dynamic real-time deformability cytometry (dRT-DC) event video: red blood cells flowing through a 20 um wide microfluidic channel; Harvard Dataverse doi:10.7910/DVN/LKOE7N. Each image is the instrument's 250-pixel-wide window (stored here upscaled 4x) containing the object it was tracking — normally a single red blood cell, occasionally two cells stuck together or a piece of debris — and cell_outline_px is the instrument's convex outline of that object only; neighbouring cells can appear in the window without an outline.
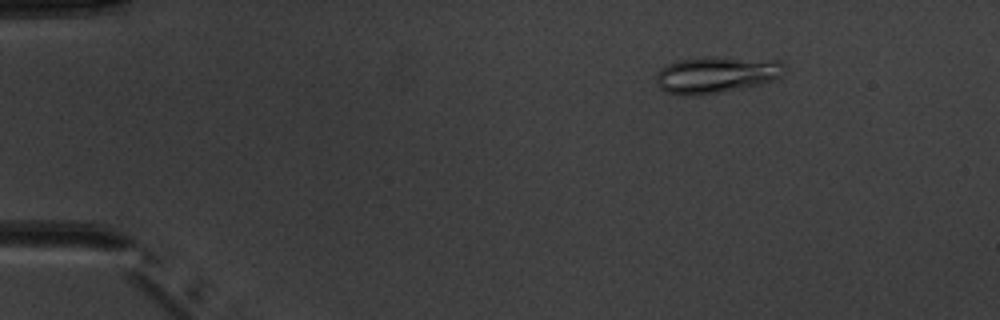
{"species": "common noctule bat (a hibernating species)", "species_latin": "Nyctalus noctula", "temperature_condition": "warm", "stored_images_in_passage": 4, "camera_frame_rate_fps": 3000, "um_per_image_px": 0.085, "animal": {"sex": "male", "body_mass_g": 20.1, "forearm_length_mm": 53.5}, "frame": {"image": 1, "passage_image": 1, "time_ms": 0.0, "image_size_px": [1000, 320], "cell_outline_px": [[784, 76], [776, 80], [744, 88], [696, 96], [684, 96], [664, 92], [656, 84], [656, 72], [660, 68], [676, 60], [700, 56], [724, 56], [780, 60], [784, 64]], "centroid_in_image_um": [60.89, 6.33], "position_along_channel_um": 24.1, "area_um2": 28.38}}